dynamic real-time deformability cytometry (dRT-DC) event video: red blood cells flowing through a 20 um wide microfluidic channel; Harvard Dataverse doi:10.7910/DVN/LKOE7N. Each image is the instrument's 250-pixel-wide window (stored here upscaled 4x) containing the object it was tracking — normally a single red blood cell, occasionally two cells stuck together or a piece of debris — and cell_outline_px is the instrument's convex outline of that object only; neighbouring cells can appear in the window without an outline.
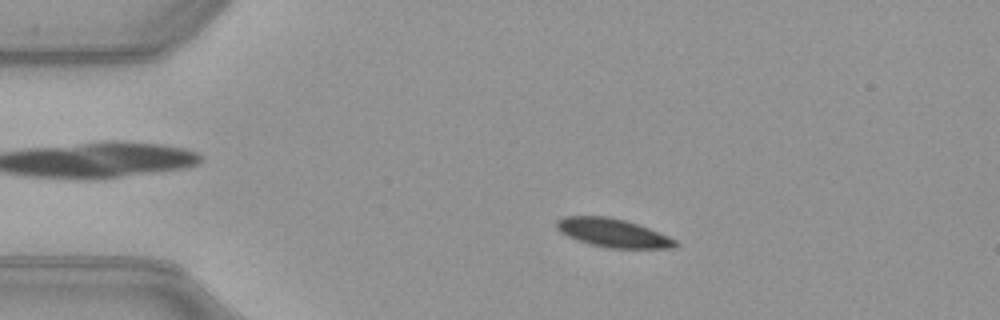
{"species": "common noctule bat (a hibernating species)", "species_latin": "Nyctalus noctula", "temperature_condition": "warm", "stored_images_in_passage": 51, "camera_frame_rate_fps": 3000, "um_per_image_px": 0.085, "animal": {"sex": "female", "body_mass_g": 21.9}, "frame": {"image": 1, "passage_image": 10, "time_ms": 3.0, "image_size_px": [1000, 320], "cell_outline_px": [[680, 244], [676, 248], [608, 248], [588, 244], [568, 236], [560, 232], [556, 228], [556, 220], [564, 216], [608, 216], [624, 220], [648, 228], [668, 236], [676, 240]], "centroid_in_image_um": [52.09, 19.8], "position_along_channel_um": 32.9, "area_um2": 19.77}}
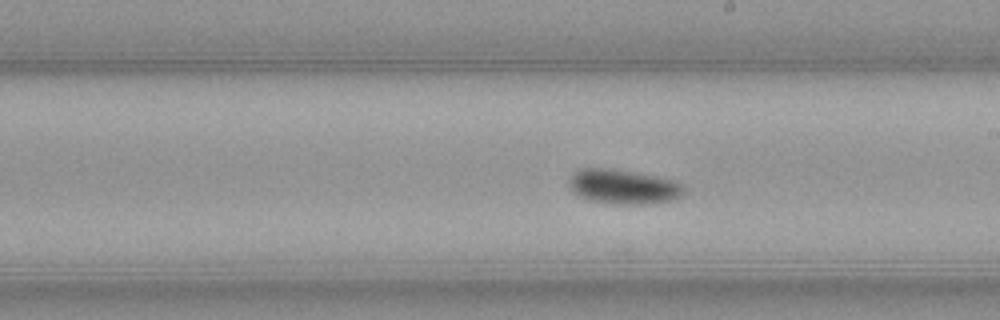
{"frame": {"image": 2, "passage_image": 29, "time_ms": 9.333, "image_size_px": [1000, 320], "cell_outline_px": [[684, 192], [680, 196], [672, 200], [652, 204], [612, 204], [588, 200], [580, 196], [568, 184], [568, 180], [580, 168], [608, 168], [660, 176], [676, 180], [684, 188]], "centroid_in_image_um": [53.02, 15.87], "position_along_channel_um": 236.0, "area_um2": 23.24}}
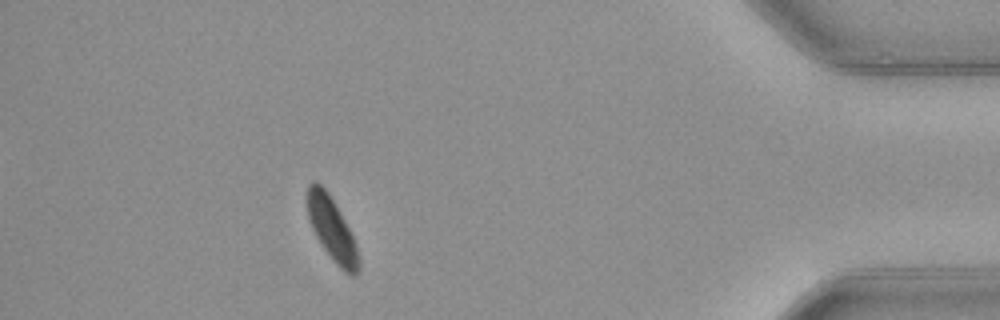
{"frame": {"image": 3, "passage_image": 46, "time_ms": 15.0, "image_size_px": [1000, 320], "cell_outline_px": [[360, 268], [356, 276], [352, 276], [344, 272], [336, 264], [324, 248], [316, 236], [312, 228], [308, 216], [304, 200], [304, 196], [308, 184], [312, 180], [316, 180], [328, 192], [344, 220], [356, 244], [360, 260]], "centroid_in_image_um": [28.17, 19.43], "position_along_channel_um": 407.0, "area_um2": 19.19}, "authors_computed_cell_mechanics": {"area_um2": 20.1722, "velocity_mm_per_s": 3.9603, "shape_relaxation_time_tau1_ms": 2.8818, "shape_relaxation_time_tau2_ms": null, "deformation_change_tau1": 0.133, "deformation_change_tau2": null}}